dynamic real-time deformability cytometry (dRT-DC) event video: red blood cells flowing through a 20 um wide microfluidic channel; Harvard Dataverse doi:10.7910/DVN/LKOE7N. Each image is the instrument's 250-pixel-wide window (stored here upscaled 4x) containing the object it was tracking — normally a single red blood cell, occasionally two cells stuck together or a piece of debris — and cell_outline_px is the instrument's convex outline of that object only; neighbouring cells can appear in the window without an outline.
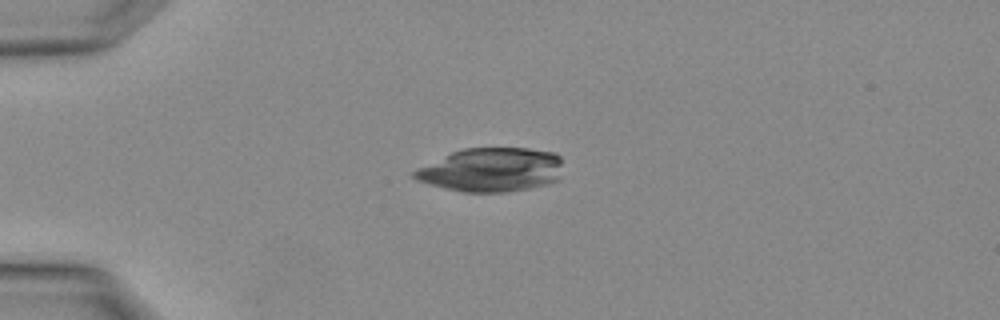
{"species": "Egyptian fruit bat (a non-hibernating species)", "species_latin": "Rousettus aegyptiacus", "temperature_condition": "warm", "stored_images_in_passage": 2, "camera_frame_rate_fps": 3000, "um_per_image_px": 0.085, "animal": {"sex": "female"}, "frame": {"image": 1, "passage_image": 2, "time_ms": 0.333, "image_size_px": [1000, 320], "cell_outline_px": [[560, 180], [548, 184], [528, 188], [504, 192], [464, 192], [416, 180], [412, 176], [412, 172], [452, 152], [464, 148], [528, 148], [552, 152], [560, 156]], "centroid_in_image_um": [41.81, 14.43], "position_along_channel_um": 43.2, "area_um2": 37.57}}